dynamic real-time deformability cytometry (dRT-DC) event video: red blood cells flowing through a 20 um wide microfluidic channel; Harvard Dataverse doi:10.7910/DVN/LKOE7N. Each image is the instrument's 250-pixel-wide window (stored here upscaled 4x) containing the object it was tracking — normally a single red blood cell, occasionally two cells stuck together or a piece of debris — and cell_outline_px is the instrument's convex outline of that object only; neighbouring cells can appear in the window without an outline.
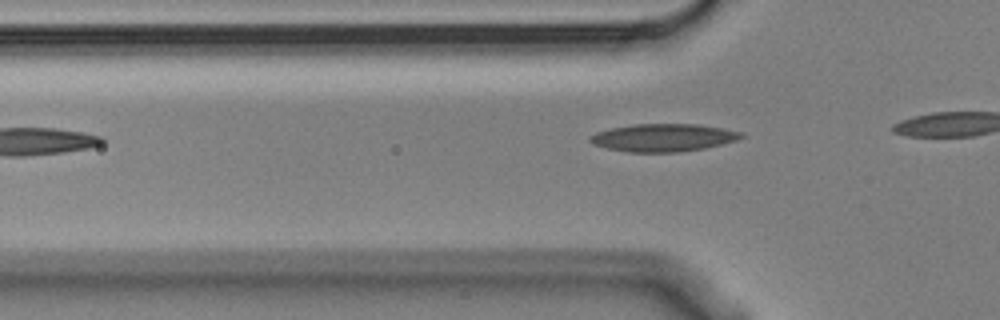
{"species": "Egyptian fruit bat (a non-hibernating species)", "species_latin": "Rousettus aegyptiacus", "temperature_condition": "cold", "stored_images_in_passage": 3, "camera_frame_rate_fps": 3000, "um_per_image_px": 0.085, "animal": {"sex": "male"}, "frame": {"image": 1, "passage_image": 3, "time_ms": 0.667, "image_size_px": [1000, 320], "cell_outline_px": [[744, 136], [736, 140], [704, 148], [680, 152], [628, 152], [608, 148], [592, 144], [588, 140], [588, 136], [596, 132], [612, 128], [632, 124], [700, 124], [724, 128], [740, 132]], "centroid_in_image_um": [56.34, 11.69], "position_along_channel_um": 69.5, "area_um2": 24.39}}